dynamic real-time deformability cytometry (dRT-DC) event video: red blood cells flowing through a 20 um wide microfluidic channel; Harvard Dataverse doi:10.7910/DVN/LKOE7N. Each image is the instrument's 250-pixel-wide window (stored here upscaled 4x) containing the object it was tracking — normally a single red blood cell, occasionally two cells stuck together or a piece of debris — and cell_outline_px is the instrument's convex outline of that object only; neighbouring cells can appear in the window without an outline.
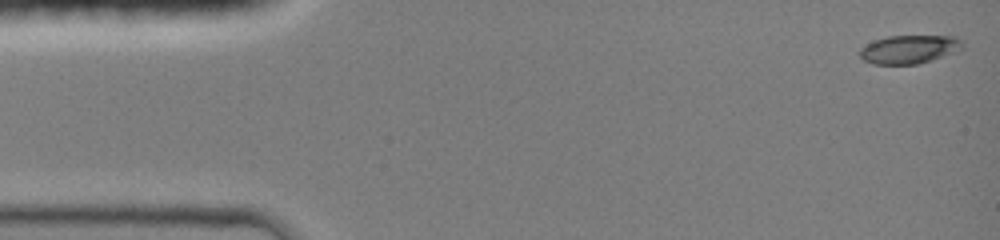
{"species": "common noctule bat (a hibernating species)", "species_latin": "Nyctalus noctula", "temperature_condition": "room temperature", "stored_images_in_passage": 45, "camera_frame_rate_fps": 3000, "um_per_image_px": 0.085, "animal": {"sex": "female", "body_mass_g": 19.0, "forearm_length_mm": 51.5}, "frame": {"image": 1, "passage_image": 1, "time_ms": 0.0, "image_size_px": [1000, 240], "cell_outline_px": [[964, 48], [916, 64], [872, 64], [864, 60], [860, 56], [860, 48], [872, 40], [888, 36], [956, 36], [964, 40]], "centroid_in_image_um": [77.26, 4.17], "position_along_channel_um": 7.7, "area_um2": 16.94}}
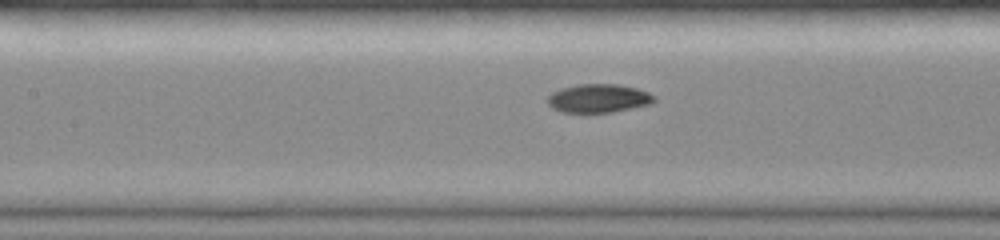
{"frame": {"image": 2, "passage_image": 20, "time_ms": 6.333, "image_size_px": [1000, 240], "cell_outline_px": [[656, 100], [648, 104], [612, 112], [564, 112], [552, 108], [548, 104], [548, 96], [552, 92], [560, 88], [580, 84], [620, 84], [636, 88], [648, 92], [656, 96]], "centroid_in_image_um": [50.87, 8.34], "position_along_channel_um": 156.5, "area_um2": 17.63}}
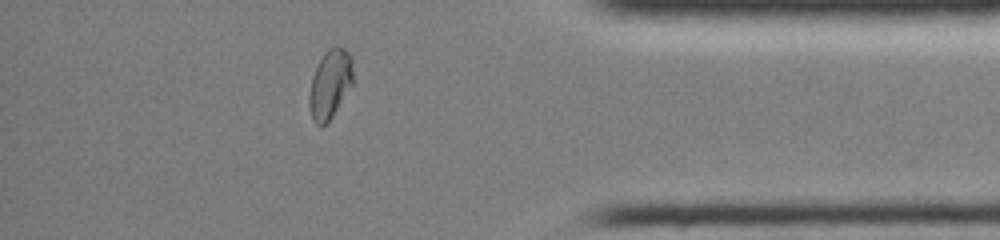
{"frame": {"image": 3, "passage_image": 39, "time_ms": 12.667, "image_size_px": [1000, 240], "cell_outline_px": [[352, 84], [328, 124], [320, 128], [312, 120], [308, 104], [308, 96], [312, 76], [324, 52], [328, 48], [336, 44], [344, 48], [352, 56]], "centroid_in_image_um": [28.03, 7.17], "position_along_channel_um": 407.2, "area_um2": 17.92}, "authors_computed_cell_mechanics": {"area_um2": 17.629, "velocity_mm_per_s": 4.213, "shape_relaxation_time_tau1_ms": 7.3006, "shape_relaxation_time_tau2_ms": 1.6793, "deformation_change_tau1": 0.2032, "deformation_change_tau2": 0.0436}}